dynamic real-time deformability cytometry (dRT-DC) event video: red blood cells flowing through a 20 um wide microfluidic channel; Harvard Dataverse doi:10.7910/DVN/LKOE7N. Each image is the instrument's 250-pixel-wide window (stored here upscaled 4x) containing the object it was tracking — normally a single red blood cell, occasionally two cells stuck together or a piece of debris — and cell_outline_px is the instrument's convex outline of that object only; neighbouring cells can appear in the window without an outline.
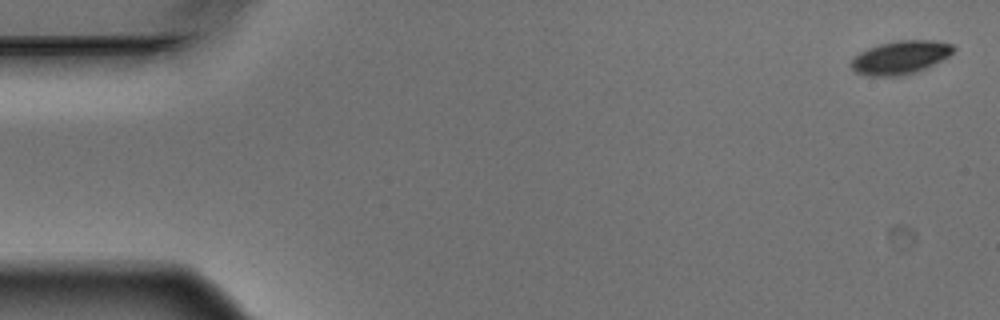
{"species": "Egyptian fruit bat (a non-hibernating species)", "species_latin": "Rousettus aegyptiacus", "temperature_condition": "warm", "stored_images_in_passage": 5, "camera_frame_rate_fps": 3000, "um_per_image_px": 0.085, "animal": {"sex": "male"}, "frame": {"image": 1, "passage_image": 1, "time_ms": 0.0, "image_size_px": [1000, 320], "cell_outline_px": [[956, 48], [948, 56], [916, 72], [904, 76], [868, 76], [856, 72], [848, 64], [860, 52], [868, 48], [880, 44], [896, 40], [936, 40], [952, 44]], "centroid_in_image_um": [76.51, 4.88], "position_along_channel_um": 8.5, "area_um2": 19.83}}
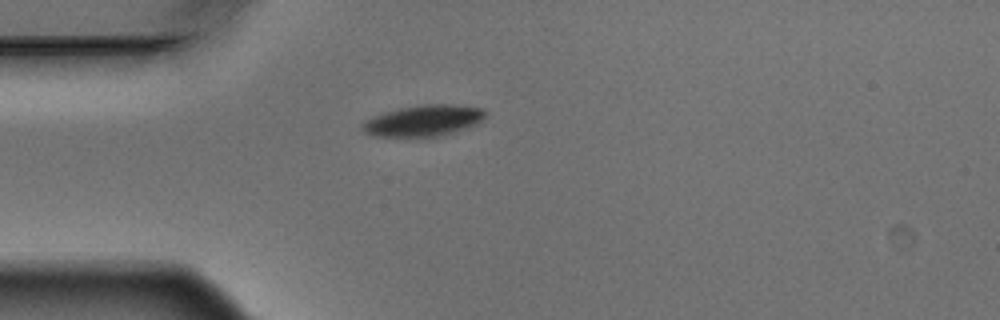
{"frame": {"image": 2, "passage_image": 5, "time_ms": 1.333, "image_size_px": [1000, 320], "cell_outline_px": [[488, 112], [476, 124], [468, 128], [440, 136], [412, 140], [376, 136], [364, 132], [360, 128], [372, 116], [384, 112], [400, 108], [424, 104], [452, 104], [484, 108]], "centroid_in_image_um": [35.99, 10.3], "position_along_channel_um": 49.0, "area_um2": 23.12}}